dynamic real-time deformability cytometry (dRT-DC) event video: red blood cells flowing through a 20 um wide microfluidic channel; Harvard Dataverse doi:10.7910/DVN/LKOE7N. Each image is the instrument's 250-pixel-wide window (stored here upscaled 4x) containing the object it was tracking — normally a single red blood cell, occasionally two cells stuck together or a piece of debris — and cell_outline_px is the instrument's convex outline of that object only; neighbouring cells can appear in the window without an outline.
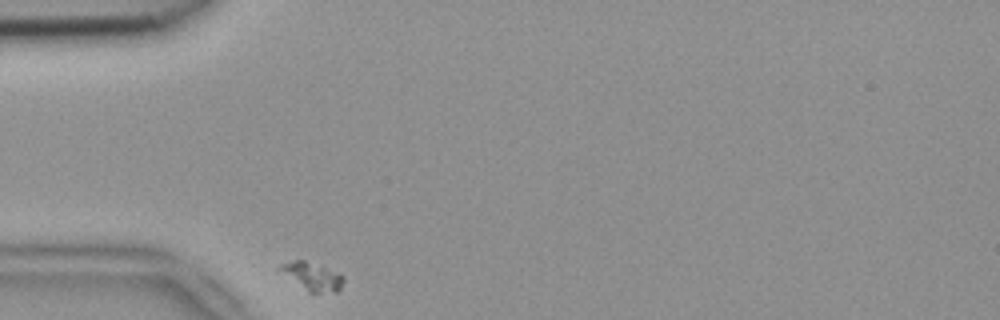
{"species": "common noctule bat (a hibernating species)", "species_latin": "Nyctalus noctula", "temperature_condition": "room temperature", "stored_images_in_passage": 8, "segment_of_instrument_passage": [2, 2], "camera_frame_rate_fps": 3000, "um_per_image_px": 0.085, "animal": {"sex": "female", "body_mass_g": 18.4}, "frame": {"image": 1, "passage_image": 4, "time_ms": 1.0, "image_size_px": [1000, 320], "cell_outline_px": [[344, 280], [340, 288], [336, 292], [308, 292], [276, 268], [280, 264], [292, 260], [304, 260], [344, 276]], "centroid_in_image_um": [26.5, 23.49], "position_along_channel_um": 58.5, "area_um2": 10.0}}